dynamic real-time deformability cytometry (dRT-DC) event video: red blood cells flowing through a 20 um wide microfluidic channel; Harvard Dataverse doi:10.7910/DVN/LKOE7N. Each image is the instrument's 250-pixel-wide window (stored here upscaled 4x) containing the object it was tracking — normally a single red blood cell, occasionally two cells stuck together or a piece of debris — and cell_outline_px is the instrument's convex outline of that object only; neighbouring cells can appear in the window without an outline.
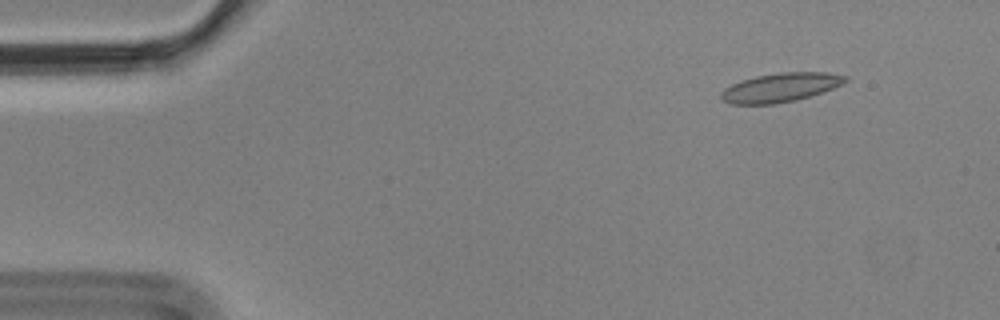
{"species": "Egyptian fruit bat (a non-hibernating species)", "species_latin": "Rousettus aegyptiacus", "temperature_condition": "cold", "stored_images_in_passage": 5, "camera_frame_rate_fps": 3000, "um_per_image_px": 0.085, "animal": {"sex": "male"}, "frame": {"image": 1, "passage_image": 2, "time_ms": 0.333, "image_size_px": [1000, 320], "cell_outline_px": [[848, 80], [832, 88], [796, 100], [772, 104], [728, 104], [720, 96], [720, 92], [724, 88], [740, 80], [756, 76], [780, 72], [828, 72], [848, 76]], "centroid_in_image_um": [66.3, 7.43], "position_along_channel_um": 18.7, "area_um2": 20.87}}